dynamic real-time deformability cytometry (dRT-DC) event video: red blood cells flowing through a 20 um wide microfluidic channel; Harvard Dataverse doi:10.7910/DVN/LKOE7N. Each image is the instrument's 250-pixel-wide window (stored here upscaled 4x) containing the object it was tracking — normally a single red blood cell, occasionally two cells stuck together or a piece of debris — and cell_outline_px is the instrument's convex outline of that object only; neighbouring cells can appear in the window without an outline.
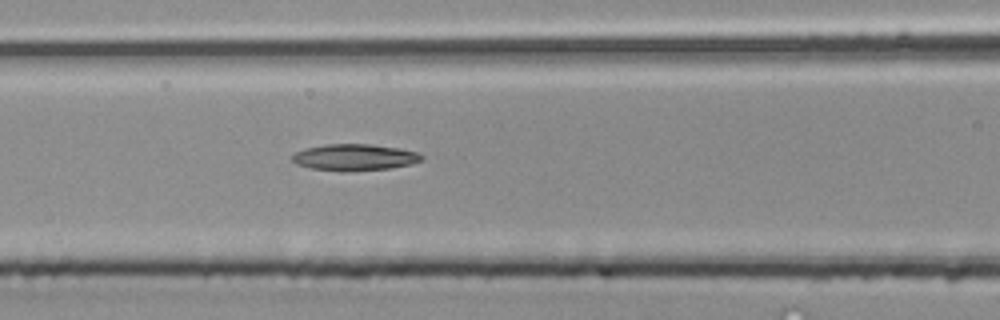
{"species": "common noctule bat (a hibernating species)", "species_latin": "Nyctalus noctula", "temperature_condition": "room temperature", "stored_images_in_passage": 4, "camera_frame_rate_fps": 3000, "um_per_image_px": 0.085, "animal": {"sex": "male", "body_mass_g": 20.4}, "frame": {"image": 1, "passage_image": 4, "time_ms": 1.0, "image_size_px": [1000, 320], "cell_outline_px": [[424, 156], [420, 160], [412, 164], [388, 168], [344, 172], [340, 172], [312, 168], [296, 164], [292, 160], [292, 156], [296, 152], [304, 148], [324, 144], [368, 144], [400, 148], [416, 152]], "centroid_in_image_um": [30.11, 13.37], "position_along_channel_um": 136.5, "area_um2": 20.0}}